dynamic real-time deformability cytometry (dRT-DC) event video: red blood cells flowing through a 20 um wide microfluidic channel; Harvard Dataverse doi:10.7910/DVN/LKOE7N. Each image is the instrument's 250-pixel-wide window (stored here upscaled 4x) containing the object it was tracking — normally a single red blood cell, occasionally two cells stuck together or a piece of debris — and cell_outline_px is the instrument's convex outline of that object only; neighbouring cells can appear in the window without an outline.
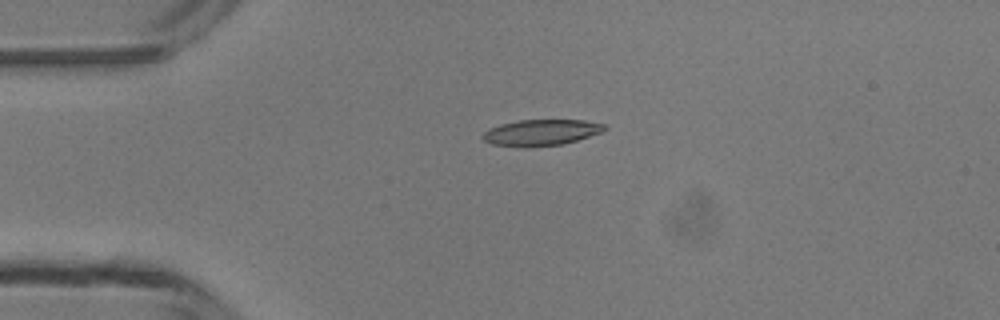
{"species": "common noctule bat (a hibernating species)", "species_latin": "Nyctalus noctula", "temperature_condition": "room temperature", "stored_images_in_passage": 4, "camera_frame_rate_fps": 3000, "um_per_image_px": 0.085, "animal": {"sex": "male", "body_mass_g": 13.3}, "frame": {"image": 1, "passage_image": 3, "time_ms": 2.333, "image_size_px": [1000, 320], "cell_outline_px": [[608, 128], [600, 132], [576, 140], [560, 144], [492, 144], [484, 140], [480, 136], [488, 128], [500, 124], [520, 120], [584, 120], [604, 124]], "centroid_in_image_um": [46.01, 11.2], "position_along_channel_um": 39.0, "area_um2": 17.51}}